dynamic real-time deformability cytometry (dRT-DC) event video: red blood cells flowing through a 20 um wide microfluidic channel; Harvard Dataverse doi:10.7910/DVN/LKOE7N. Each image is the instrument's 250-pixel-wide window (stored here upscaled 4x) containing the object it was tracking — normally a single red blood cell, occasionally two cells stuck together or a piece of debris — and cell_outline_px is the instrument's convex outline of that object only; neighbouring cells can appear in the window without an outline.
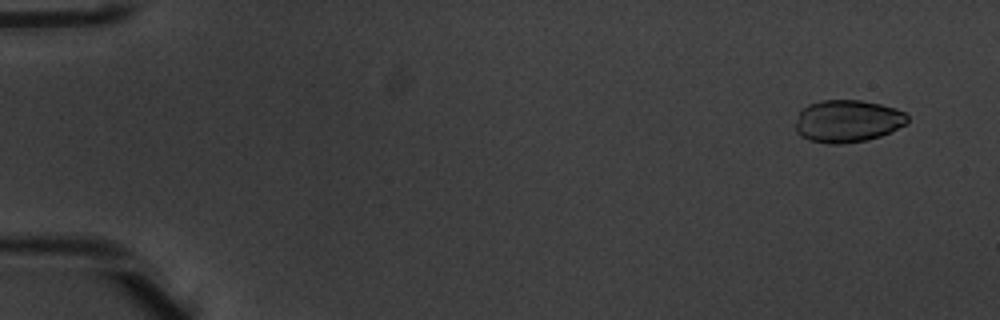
{"species": "common noctule bat (a hibernating species)", "species_latin": "Nyctalus noctula", "temperature_condition": "warm", "stored_images_in_passage": 52, "camera_frame_rate_fps": 3000, "um_per_image_px": 0.085, "animal": {"sex": "male", "body_mass_g": 20.1, "forearm_length_mm": 53.5}, "frame": {"image": 1, "passage_image": 4, "time_ms": 1.0, "image_size_px": [1000, 320], "cell_outline_px": [[908, 124], [892, 132], [880, 136], [864, 140], [840, 144], [828, 144], [808, 140], [800, 136], [796, 132], [796, 124], [800, 112], [808, 104], [820, 100], [860, 100], [880, 104], [896, 108], [904, 112], [908, 116]], "centroid_in_image_um": [72.06, 10.29], "position_along_channel_um": 12.9, "area_um2": 27.8}}
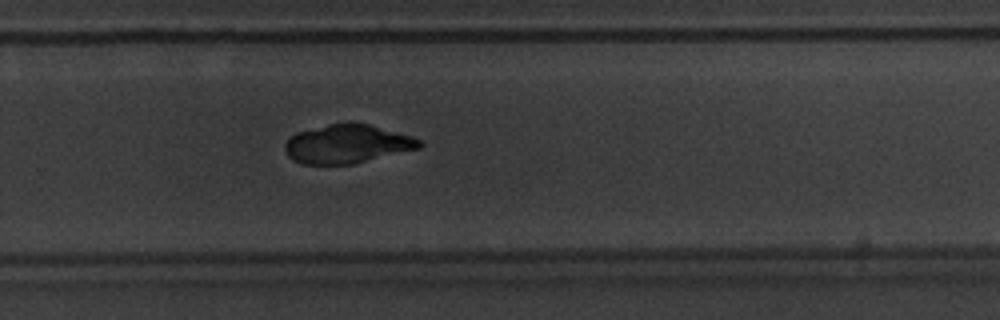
{"frame": {"image": 2, "passage_image": 36, "time_ms": 11.667, "image_size_px": [1000, 320], "cell_outline_px": [[424, 144], [420, 148], [352, 164], [300, 164], [292, 160], [288, 156], [284, 148], [284, 144], [296, 132], [328, 124], [368, 124], [412, 136], [420, 140]], "centroid_in_image_um": [29.5, 12.25], "position_along_channel_um": 300.3, "area_um2": 30.0}}
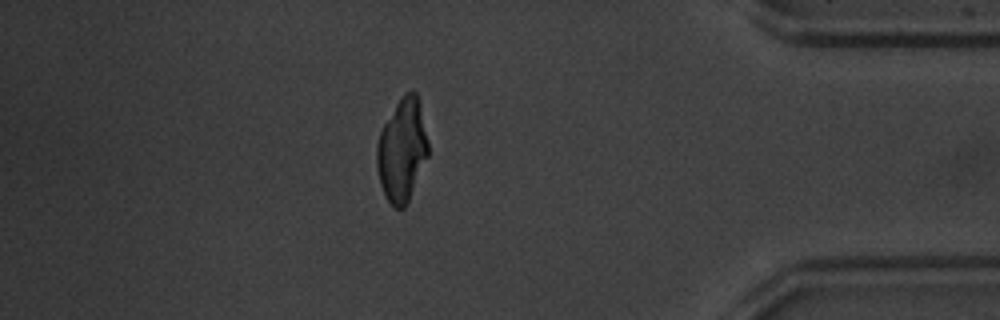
{"frame": {"image": 3, "passage_image": 46, "time_ms": 15.0, "image_size_px": [1000, 320], "cell_outline_px": [[428, 156], [408, 200], [404, 208], [392, 208], [384, 196], [380, 184], [376, 168], [376, 144], [380, 132], [384, 124], [400, 96], [404, 92], [416, 92], [420, 104], [428, 140]], "centroid_in_image_um": [34.15, 12.77], "position_along_channel_um": 401.0, "area_um2": 30.92}}